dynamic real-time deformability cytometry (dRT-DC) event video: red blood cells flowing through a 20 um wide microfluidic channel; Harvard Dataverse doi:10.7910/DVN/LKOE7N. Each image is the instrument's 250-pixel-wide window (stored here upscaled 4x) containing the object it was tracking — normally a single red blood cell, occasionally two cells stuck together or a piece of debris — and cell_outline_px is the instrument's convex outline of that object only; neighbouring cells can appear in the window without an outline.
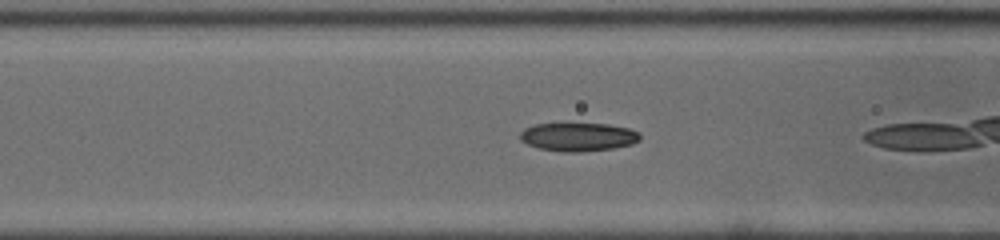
{"species": "common noctule bat (a hibernating species)", "species_latin": "Nyctalus noctula", "temperature_condition": "cold", "stored_images_in_passage": 16, "camera_frame_rate_fps": 3000, "um_per_image_px": 0.085, "animal": {"sex": "male", "body_mass_g": 19.0, "forearm_length_mm": 50.8}, "frame": {"image": 1, "passage_image": 14, "time_ms": 4.333, "image_size_px": [1000, 240], "cell_outline_px": [[640, 140], [632, 144], [612, 148], [584, 152], [560, 152], [536, 148], [520, 140], [520, 132], [524, 128], [536, 124], [608, 124], [628, 128], [640, 132]], "centroid_in_image_um": [49.14, 11.65], "position_along_channel_um": 117.5, "area_um2": 20.0}}